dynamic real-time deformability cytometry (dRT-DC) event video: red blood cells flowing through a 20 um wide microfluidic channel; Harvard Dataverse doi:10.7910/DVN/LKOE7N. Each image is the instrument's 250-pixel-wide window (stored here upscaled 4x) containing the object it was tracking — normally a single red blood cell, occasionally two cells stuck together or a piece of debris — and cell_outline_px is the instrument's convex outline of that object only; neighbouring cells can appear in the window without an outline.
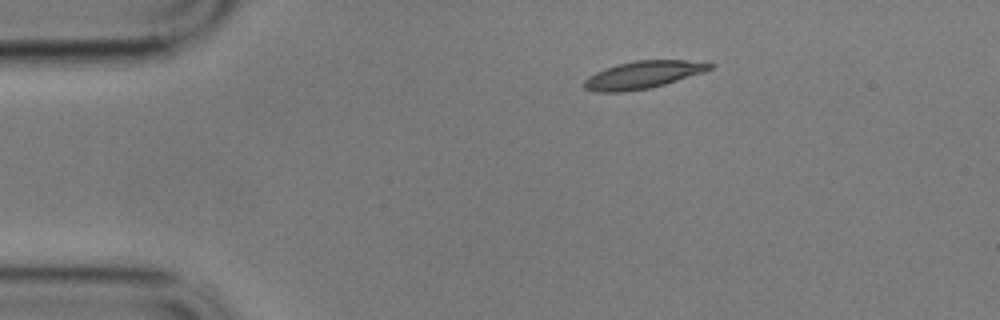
{"species": "common noctule bat (a hibernating species)", "species_latin": "Nyctalus noctula", "temperature_condition": "cold", "stored_images_in_passage": 49, "camera_frame_rate_fps": 3000, "um_per_image_px": 0.085, "animal": {"sex": "male", "body_mass_g": 17.9}, "frame": {"image": 1, "passage_image": 1, "time_ms": 0.0, "image_size_px": [1000, 320], "cell_outline_px": [[716, 64], [712, 68], [704, 72], [652, 88], [624, 92], [596, 92], [584, 88], [584, 80], [588, 76], [604, 68], [616, 64], [632, 60], [708, 60]], "centroid_in_image_um": [54.71, 6.34], "position_along_channel_um": 30.3, "area_um2": 20.63}}
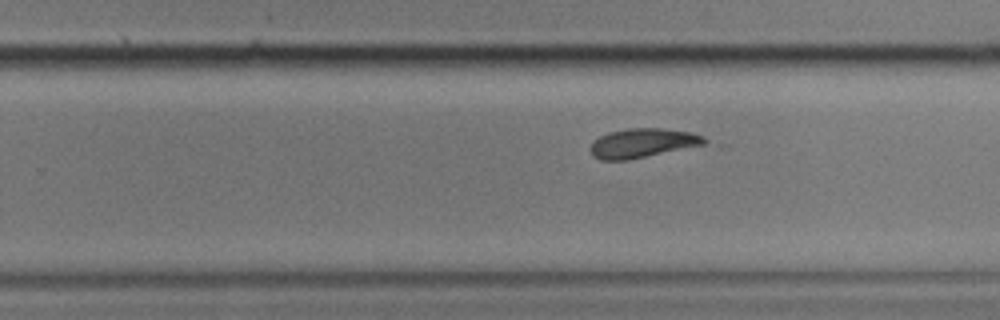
{"frame": {"image": 2, "passage_image": 27, "time_ms": 8.667, "image_size_px": [1000, 320], "cell_outline_px": [[712, 140], [704, 144], [628, 160], [600, 160], [592, 156], [588, 148], [592, 140], [608, 132], [628, 128], [660, 128], [692, 132], [704, 136]], "centroid_in_image_um": [54.58, 12.15], "position_along_channel_um": 275.2, "area_um2": 19.65}}
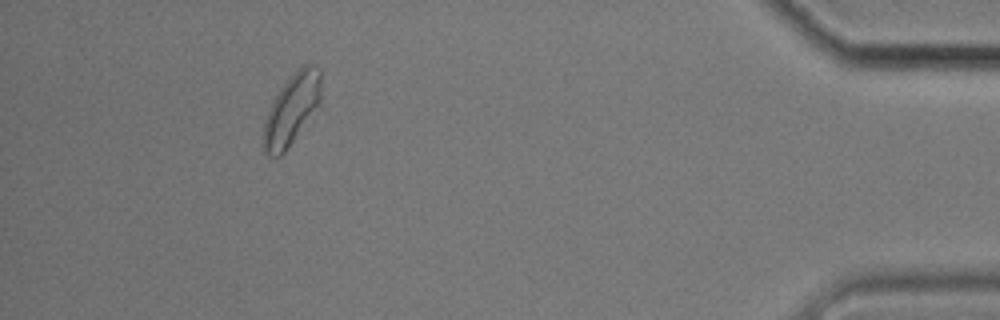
{"frame": {"image": 3, "passage_image": 44, "time_ms": 14.333, "image_size_px": [1000, 320], "cell_outline_px": [[320, 108], [284, 152], [280, 156], [268, 156], [260, 148], [264, 120], [272, 100], [280, 88], [296, 68], [304, 64], [312, 64], [320, 68]], "centroid_in_image_um": [24.77, 9.32], "position_along_channel_um": 410.4, "area_um2": 24.57}, "authors_computed_cell_mechanics": {"area_um2": 20.1144, "velocity_mm_per_s": 3.4096, "shape_relaxation_time_tau1_ms": 5.0056, "shape_relaxation_time_tau2_ms": 5.5213, "deformation_change_tau1": 0.1421, "deformation_change_tau2": 0.1172}}